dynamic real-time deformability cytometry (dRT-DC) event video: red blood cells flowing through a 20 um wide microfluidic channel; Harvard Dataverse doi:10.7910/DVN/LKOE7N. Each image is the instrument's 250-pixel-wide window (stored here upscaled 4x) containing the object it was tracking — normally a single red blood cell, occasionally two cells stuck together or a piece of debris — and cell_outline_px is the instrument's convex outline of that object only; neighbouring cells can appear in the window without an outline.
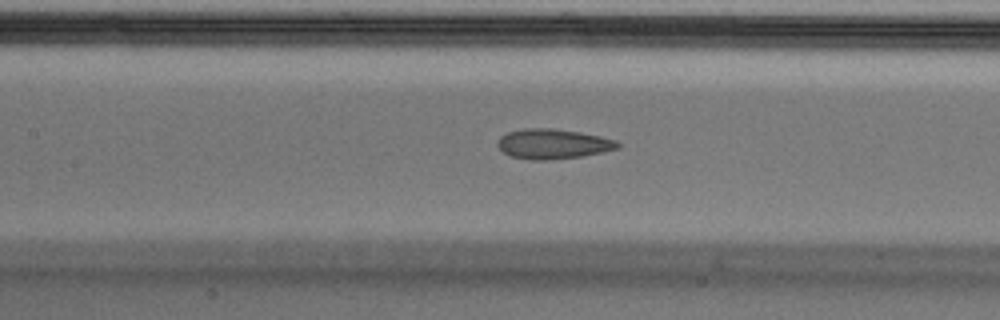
{"species": "Egyptian fruit bat (a non-hibernating species)", "species_latin": "Rousettus aegyptiacus", "temperature_condition": "cold", "stored_images_in_passage": 43, "camera_frame_rate_fps": 3000, "um_per_image_px": 0.085, "animal": {"sex": "male"}, "frame": {"image": 1, "passage_image": 14, "time_ms": 4.333, "image_size_px": [1000, 320], "cell_outline_px": [[620, 148], [604, 152], [580, 156], [552, 160], [532, 160], [512, 156], [504, 152], [496, 144], [500, 136], [508, 132], [524, 128], [552, 128], [580, 132], [600, 136], [616, 140], [620, 144]], "centroid_in_image_um": [47.02, 12.23], "position_along_channel_um": 160.4, "area_um2": 20.98}}
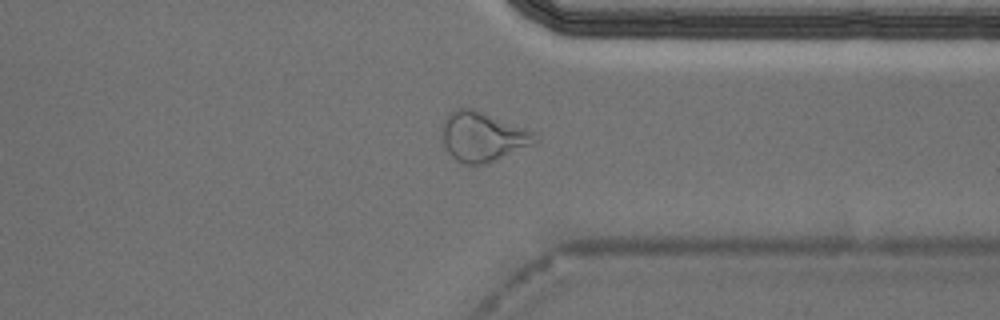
{"frame": {"image": 2, "passage_image": 31, "time_ms": 10.0, "image_size_px": [1000, 320], "cell_outline_px": [[540, 140], [532, 144], [488, 164], [464, 164], [456, 160], [448, 152], [444, 144], [440, 128], [444, 120], [456, 108], [472, 108], [524, 128], [532, 132]], "centroid_in_image_um": [40.99, 11.63], "position_along_channel_um": 370.4, "area_um2": 26.53}}
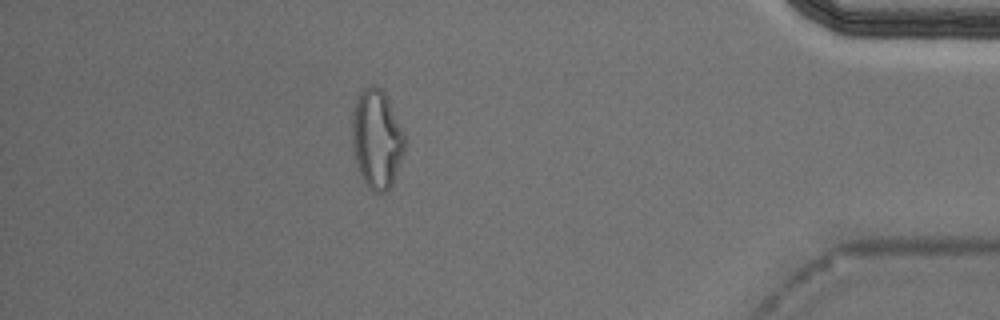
{"frame": {"image": 3, "passage_image": 37, "time_ms": 12.0, "image_size_px": [1000, 320], "cell_outline_px": [[404, 152], [392, 184], [384, 192], [372, 192], [368, 188], [360, 172], [356, 160], [352, 144], [352, 116], [356, 100], [360, 92], [364, 88], [372, 84], [376, 84], [384, 92], [404, 132]], "centroid_in_image_um": [32.02, 11.8], "position_along_channel_um": 403.2, "area_um2": 30.0}, "authors_computed_cell_mechanics": {"area_um2": 21.5594, "velocity_mm_per_s": 3.742, "shape_relaxation_time_tau1_ms": null, "shape_relaxation_time_tau2_ms": 2.4172, "deformation_change_tau1": null, "deformation_change_tau2": 0.1029}}